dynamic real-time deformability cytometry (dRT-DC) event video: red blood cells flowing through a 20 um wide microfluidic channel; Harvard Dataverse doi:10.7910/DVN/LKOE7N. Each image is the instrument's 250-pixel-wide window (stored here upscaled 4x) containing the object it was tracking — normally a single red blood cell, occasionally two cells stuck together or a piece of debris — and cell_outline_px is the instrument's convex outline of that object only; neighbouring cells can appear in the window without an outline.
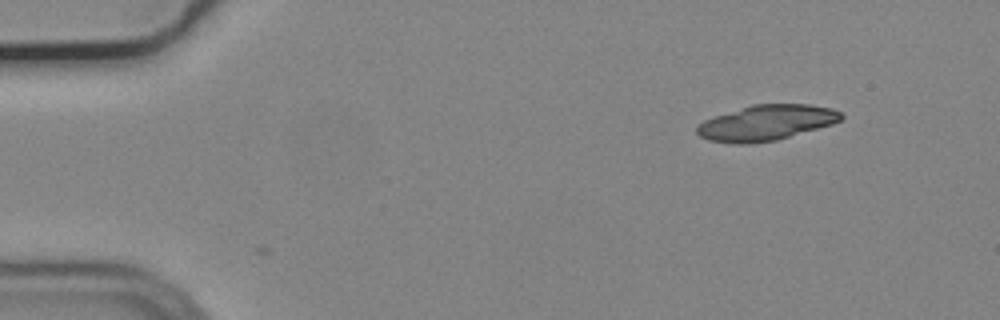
{"species": "common noctule bat (a hibernating species)", "species_latin": "Nyctalus noctula", "temperature_condition": "cold", "stored_images_in_passage": 2, "camera_frame_rate_fps": 3000, "um_per_image_px": 0.085, "animal": {"sex": "male", "body_mass_g": 19.2, "forearm_length_mm": 51.8}, "frame": {"image": 1, "passage_image": 2, "time_ms": 0.333, "image_size_px": [1000, 320], "cell_outline_px": [[844, 116], [840, 120], [832, 124], [776, 140], [752, 144], [732, 144], [708, 140], [700, 136], [696, 132], [696, 124], [704, 120], [752, 104], [808, 104], [832, 108], [840, 112]], "centroid_in_image_um": [65.1, 10.44], "position_along_channel_um": 19.9, "area_um2": 29.77}}